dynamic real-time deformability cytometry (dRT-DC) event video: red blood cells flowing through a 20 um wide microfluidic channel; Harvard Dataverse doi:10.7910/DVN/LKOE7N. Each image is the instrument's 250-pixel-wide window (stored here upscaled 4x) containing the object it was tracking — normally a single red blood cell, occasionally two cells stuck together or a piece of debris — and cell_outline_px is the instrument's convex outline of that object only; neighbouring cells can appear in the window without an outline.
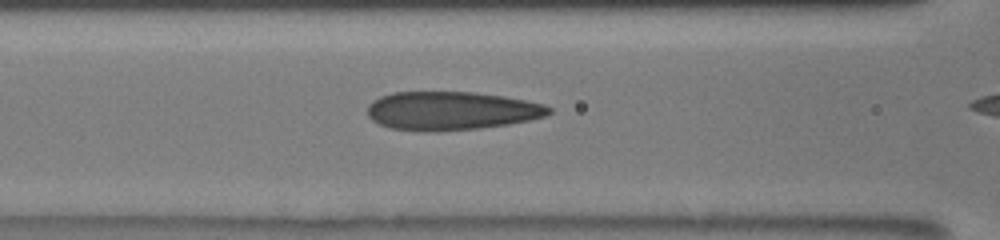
{"species": "human", "species_latin": "Homo sapiens", "temperature_condition": "room temperature", "stored_images_in_passage": 7, "segment_of_instrument_passage": [1, 2], "camera_frame_rate_fps": 3000, "um_per_image_px": 0.085, "donor": {"sex": "male"}, "frame": {"image": 1, "passage_image": 6, "time_ms": 4.333, "image_size_px": [1000, 240], "cell_outline_px": [[552, 112], [544, 116], [528, 120], [508, 124], [480, 128], [388, 128], [372, 120], [368, 116], [368, 104], [372, 100], [380, 96], [392, 92], [472, 92], [504, 96], [544, 104], [552, 108]], "centroid_in_image_um": [38.38, 9.36], "position_along_channel_um": 128.2, "area_um2": 39.48}}